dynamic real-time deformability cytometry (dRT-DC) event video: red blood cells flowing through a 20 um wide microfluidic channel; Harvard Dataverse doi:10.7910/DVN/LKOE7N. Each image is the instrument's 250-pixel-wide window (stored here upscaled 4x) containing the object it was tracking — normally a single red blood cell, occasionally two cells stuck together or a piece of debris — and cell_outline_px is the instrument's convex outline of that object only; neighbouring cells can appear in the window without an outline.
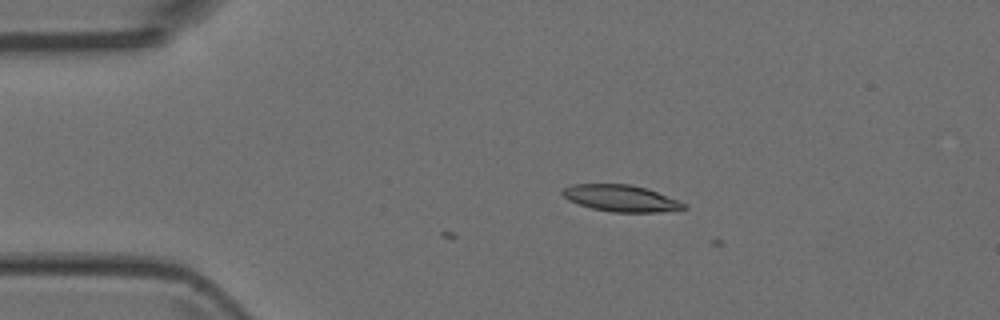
{"species": "Egyptian fruit bat (a non-hibernating species)", "species_latin": "Rousettus aegyptiacus", "temperature_condition": "room temperature", "stored_images_in_passage": 5, "camera_frame_rate_fps": 3000, "um_per_image_px": 0.085, "animal": {"sex": "female"}, "frame": {"image": 1, "passage_image": 3, "time_ms": 0.667, "image_size_px": [1000, 320], "cell_outline_px": [[688, 208], [660, 212], [612, 212], [592, 208], [568, 200], [560, 192], [564, 188], [572, 184], [628, 184], [648, 188], [676, 200], [684, 204]], "centroid_in_image_um": [52.75, 16.85], "position_along_channel_um": 32.2, "area_um2": 18.61}}